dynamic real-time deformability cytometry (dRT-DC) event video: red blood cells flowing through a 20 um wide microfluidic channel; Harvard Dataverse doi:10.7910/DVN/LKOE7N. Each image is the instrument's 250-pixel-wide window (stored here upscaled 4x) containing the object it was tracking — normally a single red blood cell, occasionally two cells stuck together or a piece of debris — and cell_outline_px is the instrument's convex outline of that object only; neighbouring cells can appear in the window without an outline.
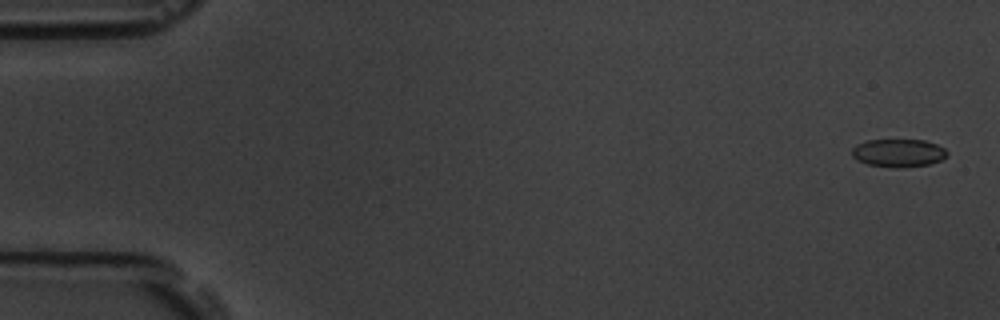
{"species": "common noctule bat (a hibernating species)", "species_latin": "Nyctalus noctula", "temperature_condition": "room temperature", "stored_images_in_passage": 6, "camera_frame_rate_fps": 3000, "um_per_image_px": 0.085, "animal": {"sex": "male", "body_mass_g": 19.5, "forearm_length_mm": 54.6}, "frame": {"image": 1, "passage_image": 1, "time_ms": 0.0, "image_size_px": [1000, 320], "cell_outline_px": [[948, 156], [940, 160], [928, 164], [904, 168], [892, 168], [868, 164], [856, 160], [852, 156], [852, 148], [856, 144], [868, 140], [924, 140], [936, 144], [944, 148], [948, 152]], "centroid_in_image_um": [76.35, 13.01], "position_along_channel_um": 8.6, "area_um2": 15.66}}
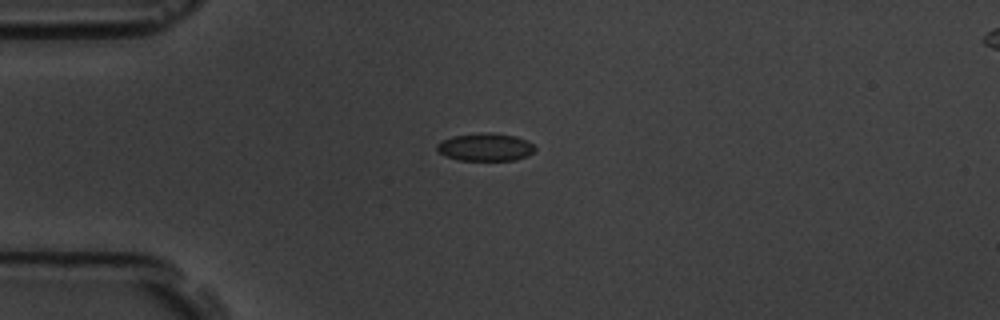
{"frame": {"image": 2, "passage_image": 4, "time_ms": 4.333, "image_size_px": [1000, 320], "cell_outline_px": [[536, 148], [528, 156], [516, 160], [456, 160], [444, 156], [436, 148], [436, 144], [440, 140], [452, 136], [488, 132], [492, 132], [516, 136], [528, 140]], "centroid_in_image_um": [41.24, 12.5], "position_along_channel_um": 43.8, "area_um2": 16.07}}
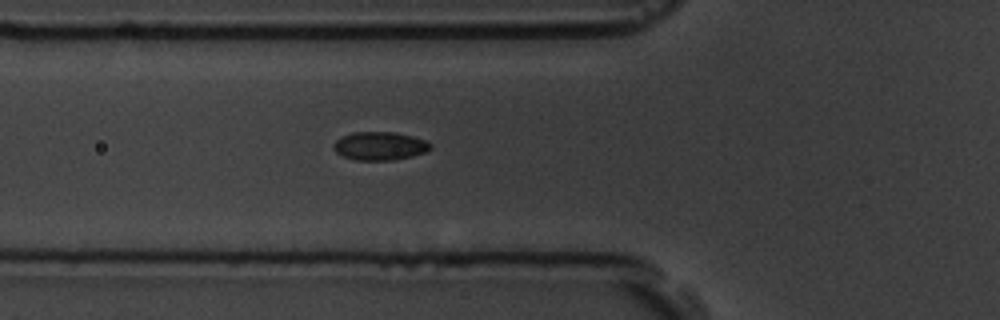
{"frame": {"image": 3, "passage_image": 6, "time_ms": 6.333, "image_size_px": [1000, 320], "cell_outline_px": [[432, 148], [424, 152], [412, 156], [396, 160], [356, 160], [344, 156], [336, 152], [332, 148], [332, 144], [340, 136], [352, 132], [396, 132], [412, 136], [424, 140], [432, 144]], "centroid_in_image_um": [32.26, 12.4], "position_along_channel_um": 93.5, "area_um2": 16.13}}